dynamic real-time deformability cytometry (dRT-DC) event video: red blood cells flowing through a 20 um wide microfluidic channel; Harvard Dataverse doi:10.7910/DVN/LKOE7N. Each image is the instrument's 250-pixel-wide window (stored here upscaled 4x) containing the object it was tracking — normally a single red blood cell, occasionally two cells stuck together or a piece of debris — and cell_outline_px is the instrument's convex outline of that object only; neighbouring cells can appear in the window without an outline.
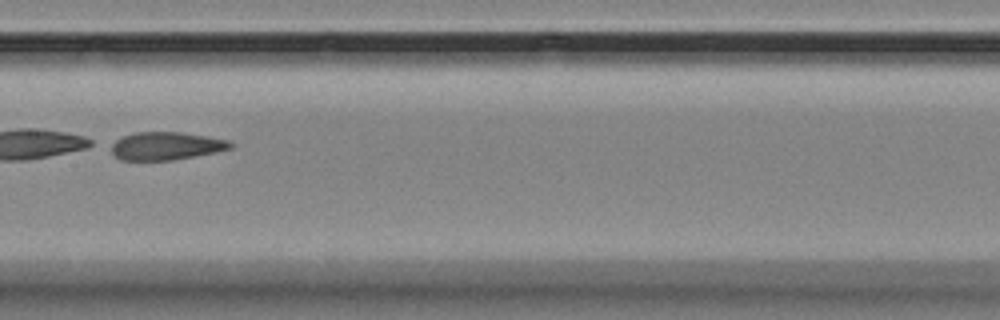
{"species": "Egyptian fruit bat (a non-hibernating species)", "species_latin": "Rousettus aegyptiacus", "temperature_condition": "room temperature", "stored_images_in_passage": 5, "camera_frame_rate_fps": 3000, "um_per_image_px": 0.085, "animal": {"sex": "female"}, "frame": {"image": 1, "passage_image": 5, "time_ms": 5.667, "image_size_px": [1000, 320], "cell_outline_px": [[236, 144], [232, 148], [216, 152], [172, 160], [120, 160], [112, 152], [108, 144], [124, 136], [136, 132], [180, 132], [208, 136], [228, 140]], "centroid_in_image_um": [14.12, 12.4], "position_along_channel_um": 193.3, "area_um2": 19.54}}